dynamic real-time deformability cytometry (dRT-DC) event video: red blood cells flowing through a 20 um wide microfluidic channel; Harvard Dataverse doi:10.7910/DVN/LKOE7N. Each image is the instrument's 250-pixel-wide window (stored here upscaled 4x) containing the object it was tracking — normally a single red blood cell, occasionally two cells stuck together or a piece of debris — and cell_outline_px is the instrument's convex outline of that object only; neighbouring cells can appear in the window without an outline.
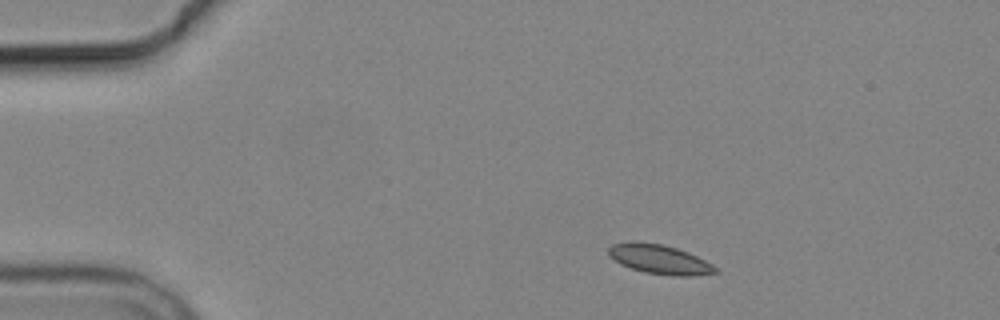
{"species": "common noctule bat (a hibernating species)", "species_latin": "Nyctalus noctula", "temperature_condition": "cold", "stored_images_in_passage": 3, "camera_frame_rate_fps": 3000, "um_per_image_px": 0.085, "animal": {"sex": "male", "body_mass_g": 19.2, "forearm_length_mm": 51.8}, "frame": {"image": 1, "passage_image": 1, "time_ms": 0.0, "image_size_px": [1000, 320], "cell_outline_px": [[720, 272], [692, 276], [676, 276], [644, 272], [620, 264], [608, 256], [608, 248], [612, 244], [628, 240], [636, 240], [664, 244], [688, 252], [712, 264]], "centroid_in_image_um": [56.01, 22.01], "position_along_channel_um": 29.0, "area_um2": 18.55}}